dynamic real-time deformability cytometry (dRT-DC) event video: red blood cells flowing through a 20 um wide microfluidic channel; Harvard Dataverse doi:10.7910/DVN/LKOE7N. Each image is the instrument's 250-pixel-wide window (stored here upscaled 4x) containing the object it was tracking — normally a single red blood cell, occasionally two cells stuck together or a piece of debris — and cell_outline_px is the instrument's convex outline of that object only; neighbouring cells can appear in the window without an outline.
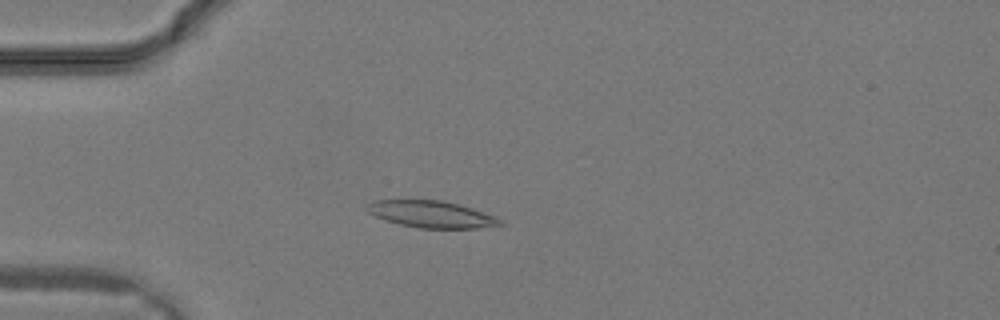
{"species": "common noctule bat (a hibernating species)", "species_latin": "Nyctalus noctula", "temperature_condition": "warm", "stored_images_in_passage": 10, "camera_frame_rate_fps": 3000, "um_per_image_px": 0.085, "animal": {"sex": "male", "body_mass_g": 19.2, "forearm_length_mm": 51.8}, "frame": {"image": 1, "passage_image": 5, "time_ms": 1.333, "image_size_px": [1000, 320], "cell_outline_px": [[504, 224], [476, 228], [420, 228], [400, 224], [384, 220], [368, 212], [364, 208], [364, 204], [372, 200], [444, 200], [472, 208], [496, 216]], "centroid_in_image_um": [36.61, 18.2], "position_along_channel_um": 48.4, "area_um2": 20.87}}
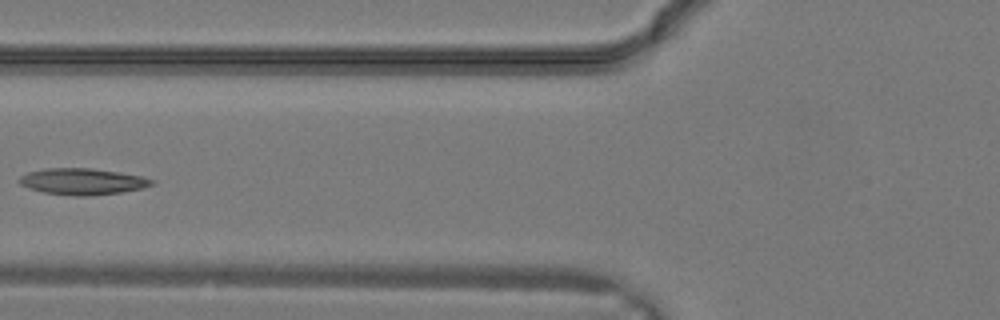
{"frame": {"image": 2, "passage_image": 9, "time_ms": 2.667, "image_size_px": [1000, 320], "cell_outline_px": [[156, 184], [140, 188], [120, 192], [88, 196], [76, 196], [44, 192], [28, 188], [20, 184], [16, 180], [20, 176], [28, 172], [44, 168], [88, 168], [116, 172], [140, 176], [156, 180]], "centroid_in_image_um": [6.97, 15.42], "position_along_channel_um": 118.8, "area_um2": 20.23}}